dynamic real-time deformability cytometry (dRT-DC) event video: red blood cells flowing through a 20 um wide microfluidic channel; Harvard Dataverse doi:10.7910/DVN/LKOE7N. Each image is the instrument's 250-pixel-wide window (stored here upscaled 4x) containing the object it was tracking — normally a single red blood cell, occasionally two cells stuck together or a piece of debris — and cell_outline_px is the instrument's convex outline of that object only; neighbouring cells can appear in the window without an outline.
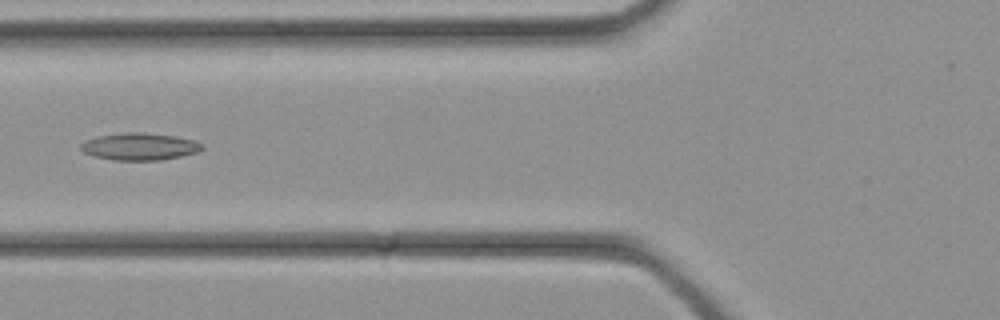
{"species": "common noctule bat (a hibernating species)", "species_latin": "Nyctalus noctula", "temperature_condition": "cold", "stored_images_in_passage": 35, "camera_frame_rate_fps": 3000, "um_per_image_px": 0.085, "animal": {"sex": "female", "body_mass_g": 21.9}, "frame": {"image": 1, "passage_image": 14, "time_ms": 4.333, "image_size_px": [1000, 320], "cell_outline_px": [[204, 148], [196, 152], [180, 156], [160, 160], [112, 160], [92, 156], [84, 152], [80, 148], [80, 144], [84, 140], [96, 136], [128, 132], [140, 132], [176, 136], [196, 140], [204, 144]], "centroid_in_image_um": [11.85, 12.45], "position_along_channel_um": 113.9, "area_um2": 19.36}}
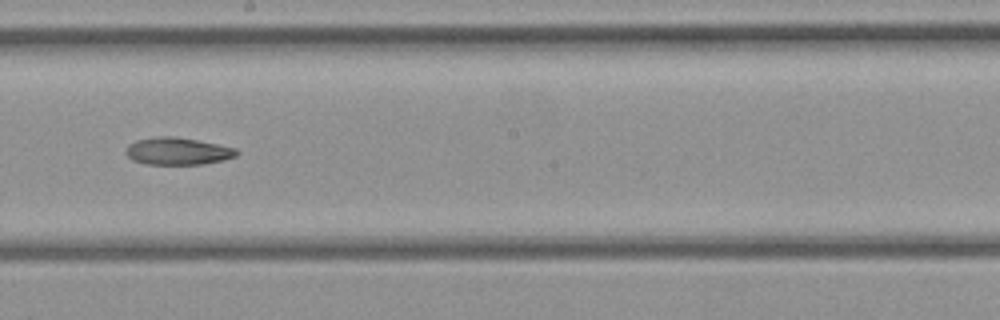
{"frame": {"image": 2, "passage_image": 20, "time_ms": 6.333, "image_size_px": [1000, 320], "cell_outline_px": [[240, 152], [236, 156], [224, 160], [204, 164], [148, 164], [132, 160], [124, 152], [128, 144], [136, 140], [156, 136], [172, 136], [196, 140], [236, 148]], "centroid_in_image_um": [15.09, 12.85], "position_along_channel_um": 233.1, "area_um2": 17.63}}
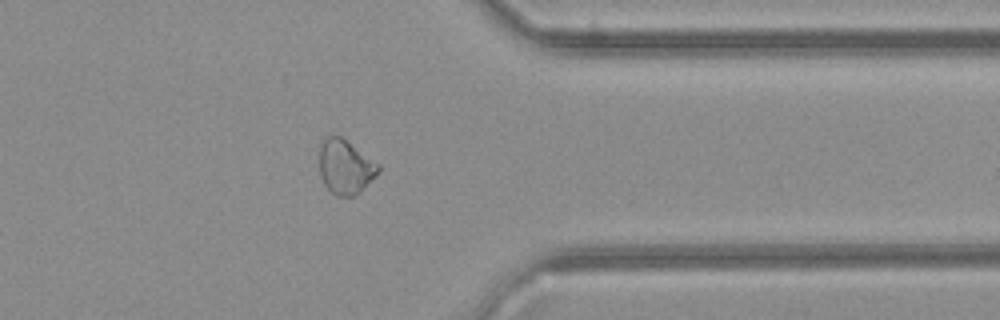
{"frame": {"image": 3, "passage_image": 28, "time_ms": 9.0, "image_size_px": [1000, 320], "cell_outline_px": [[380, 168], [376, 176], [360, 192], [352, 196], [336, 196], [324, 184], [320, 172], [320, 144], [328, 136], [340, 136], [380, 164]], "centroid_in_image_um": [29.37, 14.19], "position_along_channel_um": 382.0, "area_um2": 18.5}}